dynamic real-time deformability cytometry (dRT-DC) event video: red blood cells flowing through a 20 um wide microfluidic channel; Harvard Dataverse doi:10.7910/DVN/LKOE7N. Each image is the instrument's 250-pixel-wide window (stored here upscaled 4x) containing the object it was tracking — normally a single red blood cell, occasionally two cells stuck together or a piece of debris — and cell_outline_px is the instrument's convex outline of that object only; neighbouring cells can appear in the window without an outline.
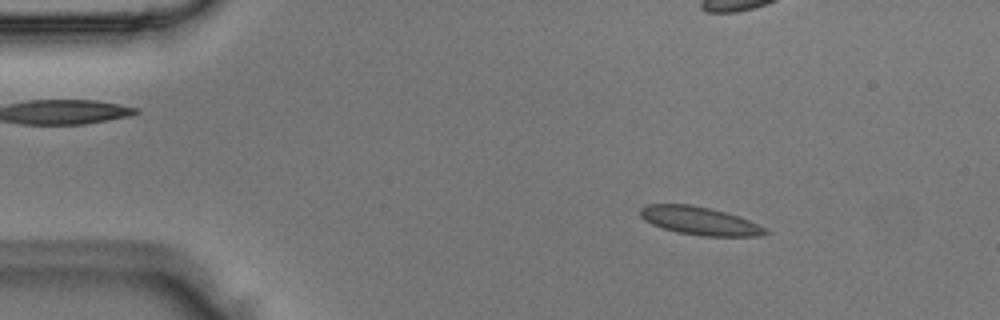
{"species": "Egyptian fruit bat (a non-hibernating species)", "species_latin": "Rousettus aegyptiacus", "temperature_condition": "room temperature", "stored_images_in_passage": 3, "camera_frame_rate_fps": 3000, "um_per_image_px": 0.085, "animal": {"sex": "male"}, "frame": {"image": 1, "passage_image": 1, "time_ms": 0.0, "image_size_px": [1000, 320], "cell_outline_px": [[772, 232], [760, 236], [700, 236], [676, 232], [652, 224], [644, 220], [640, 216], [640, 208], [648, 204], [692, 204], [712, 208], [740, 216], [768, 228]], "centroid_in_image_um": [59.53, 18.77], "position_along_channel_um": 25.5, "area_um2": 20.87}}